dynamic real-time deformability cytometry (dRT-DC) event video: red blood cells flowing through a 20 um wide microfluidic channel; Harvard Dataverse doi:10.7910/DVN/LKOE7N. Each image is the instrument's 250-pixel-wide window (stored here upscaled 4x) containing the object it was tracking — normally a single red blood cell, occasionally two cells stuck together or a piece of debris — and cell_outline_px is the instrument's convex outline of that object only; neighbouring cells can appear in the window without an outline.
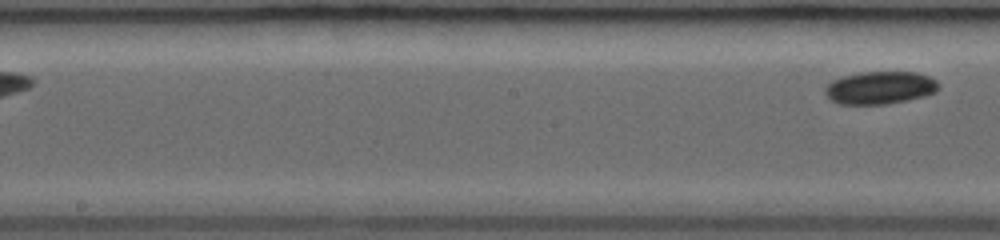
{"species": "common noctule bat (a hibernating species)", "species_latin": "Nyctalus noctula", "temperature_condition": "room temperature", "stored_images_in_passage": 5, "segment_of_instrument_passage": [2, 2], "camera_frame_rate_fps": 3000, "um_per_image_px": 0.085, "animal": {"sex": "female", "body_mass_g": 19.0, "forearm_length_mm": 53.3}, "frame": {"image": 1, "passage_image": 5, "time_ms": 4.333, "image_size_px": [1000, 240], "cell_outline_px": [[940, 88], [936, 92], [908, 100], [888, 104], [840, 104], [832, 100], [824, 92], [824, 88], [832, 80], [844, 76], [860, 72], [916, 72], [928, 76], [936, 80], [940, 84]], "centroid_in_image_um": [74.82, 7.45], "position_along_channel_um": 173.4, "area_um2": 21.68}}